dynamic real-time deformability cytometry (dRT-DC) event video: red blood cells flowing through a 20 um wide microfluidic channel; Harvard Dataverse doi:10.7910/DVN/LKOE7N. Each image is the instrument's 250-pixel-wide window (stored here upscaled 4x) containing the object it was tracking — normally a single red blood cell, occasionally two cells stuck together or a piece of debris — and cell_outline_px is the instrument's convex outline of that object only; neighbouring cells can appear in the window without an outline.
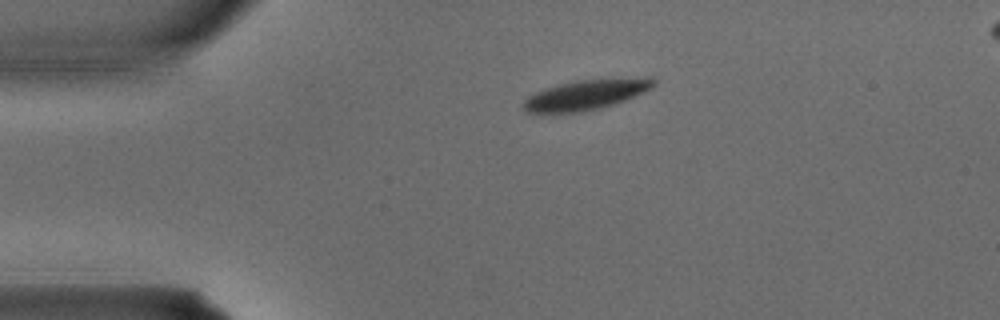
{"species": "common noctule bat (a hibernating species)", "species_latin": "Nyctalus noctula", "temperature_condition": "warm", "stored_images_in_passage": 2, "camera_frame_rate_fps": 3000, "um_per_image_px": 0.085, "animal": {"sex": "male", "body_mass_g": 15.6}, "frame": {"image": 1, "passage_image": 1, "time_ms": 0.0, "image_size_px": [1000, 320], "cell_outline_px": [[656, 84], [624, 100], [600, 108], [580, 112], [528, 112], [520, 104], [528, 96], [544, 88], [576, 80], [648, 76], [656, 80]], "centroid_in_image_um": [49.79, 8.02], "position_along_channel_um": 35.2, "area_um2": 22.6}}